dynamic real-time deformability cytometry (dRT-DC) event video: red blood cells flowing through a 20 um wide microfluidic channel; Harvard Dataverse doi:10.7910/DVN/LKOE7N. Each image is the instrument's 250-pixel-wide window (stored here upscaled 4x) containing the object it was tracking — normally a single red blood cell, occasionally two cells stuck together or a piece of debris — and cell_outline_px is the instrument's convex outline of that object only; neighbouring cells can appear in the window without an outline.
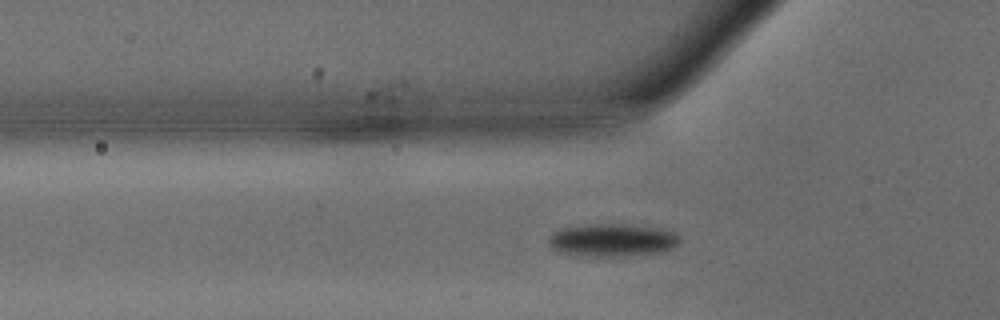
{"species": "common noctule bat (a hibernating species)", "species_latin": "Nyctalus noctula", "temperature_condition": "warm", "stored_images_in_passage": 37, "camera_frame_rate_fps": 3000, "um_per_image_px": 0.085, "animal": {"sex": "male", "body_mass_g": 15.6}, "frame": {"image": 1, "passage_image": 15, "time_ms": 4.667, "image_size_px": [1000, 320], "cell_outline_px": [[680, 240], [672, 248], [660, 252], [612, 256], [592, 256], [560, 252], [552, 248], [548, 244], [548, 236], [552, 232], [564, 228], [588, 224], [624, 224], [656, 228], [672, 232], [680, 236]], "centroid_in_image_um": [52.0, 20.4], "position_along_channel_um": 73.8, "area_um2": 24.62}}
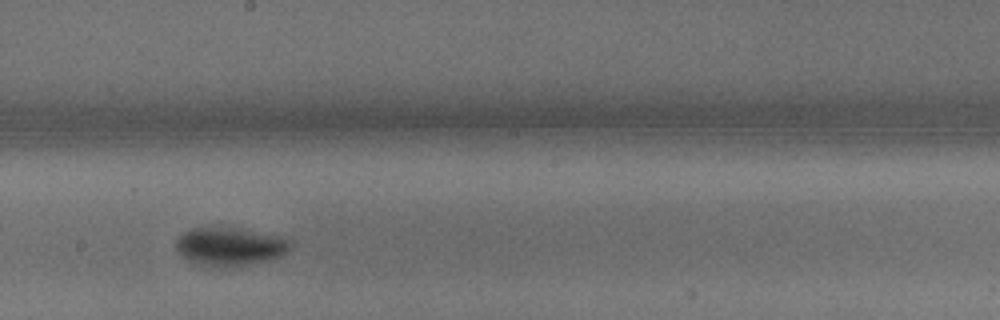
{"frame": {"image": 2, "passage_image": 26, "time_ms": 8.333, "image_size_px": [1000, 320], "cell_outline_px": [[292, 248], [280, 256], [272, 260], [220, 268], [188, 260], [176, 248], [176, 240], [184, 232], [192, 228], [228, 228], [280, 236], [292, 240]], "centroid_in_image_um": [19.59, 20.96], "position_along_channel_um": 228.6, "area_um2": 24.97}}
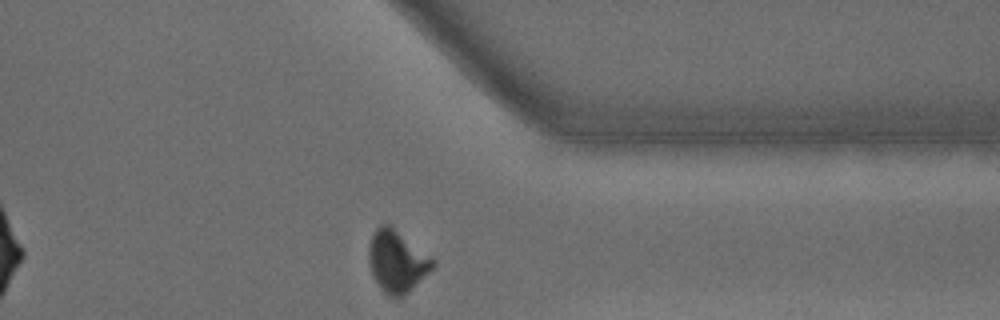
{"frame": {"image": 3, "passage_image": 37, "time_ms": 12.0, "image_size_px": [1000, 320], "cell_outline_px": [[436, 264], [408, 292], [396, 300], [388, 296], [380, 288], [372, 272], [368, 260], [368, 248], [372, 232], [380, 224], [392, 224], [436, 260]], "centroid_in_image_um": [33.73, 22.17], "position_along_channel_um": 377.7, "area_um2": 23.41}, "authors_computed_cell_mechanics": {"area_um2": 23.5824, "velocity_mm_per_s": 4.2017, "shape_relaxation_time_tau1_ms": 2.4949, "shape_relaxation_time_tau2_ms": 1.076, "deformation_change_tau1": 0.1431, "deformation_change_tau2": 0.0525}}